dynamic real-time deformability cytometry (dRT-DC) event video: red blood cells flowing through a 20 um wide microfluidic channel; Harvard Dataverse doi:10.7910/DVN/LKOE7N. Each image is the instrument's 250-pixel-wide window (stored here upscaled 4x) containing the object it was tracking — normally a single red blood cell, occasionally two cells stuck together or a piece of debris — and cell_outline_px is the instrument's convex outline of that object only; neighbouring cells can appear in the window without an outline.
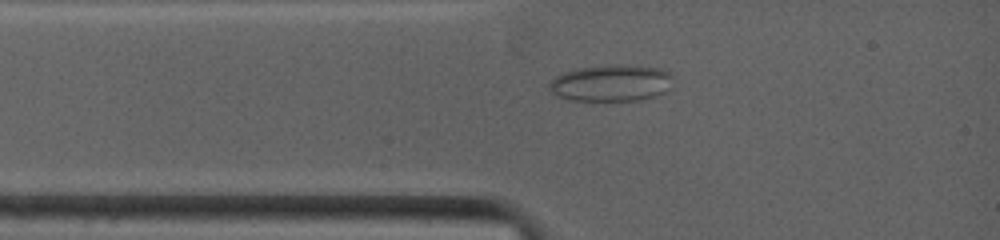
{"species": "common noctule bat (a hibernating species)", "species_latin": "Nyctalus noctula", "temperature_condition": "warm", "stored_images_in_passage": 54, "camera_frame_rate_fps": 4500, "um_per_image_px": 0.085, "animal": {"sex": "female", "body_mass_g": 19.0, "forearm_length_mm": 53.3}, "frame": {"image": 1, "passage_image": 7, "time_ms": 1.556, "image_size_px": [1000, 240], "cell_outline_px": [[672, 88], [656, 96], [636, 100], [568, 100], [552, 92], [548, 88], [548, 84], [556, 76], [564, 72], [576, 68], [612, 64], [624, 64], [664, 68], [672, 76]], "centroid_in_image_um": [51.99, 7.04], "position_along_channel_um": 33.0, "area_um2": 26.7}}
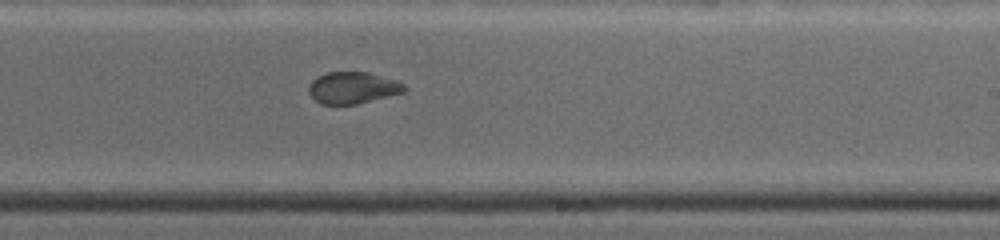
{"frame": {"image": 2, "passage_image": 29, "time_ms": 7.333, "image_size_px": [1000, 240], "cell_outline_px": [[408, 88], [404, 92], [356, 104], [320, 104], [308, 92], [308, 88], [312, 80], [316, 76], [328, 72], [368, 72], [396, 80], [404, 84]], "centroid_in_image_um": [29.98, 7.45], "position_along_channel_um": 259.0, "area_um2": 17.63}}
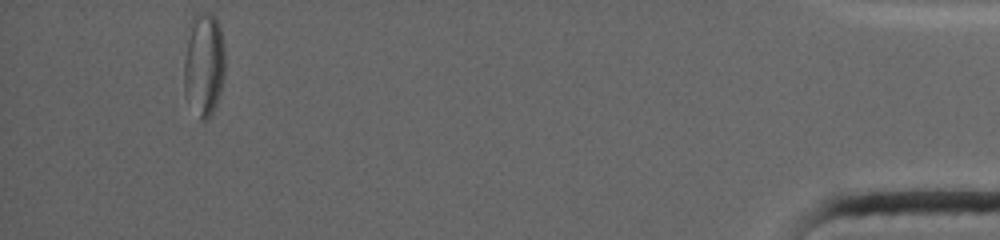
{"frame": {"image": 3, "passage_image": 54, "time_ms": 14.0, "image_size_px": [1000, 240], "cell_outline_px": [[224, 76], [220, 92], [216, 104], [208, 120], [200, 120], [184, 92], [184, 60], [188, 24], [196, 12], [212, 12], [220, 28], [224, 48]], "centroid_in_image_um": [17.31, 5.42], "position_along_channel_um": 417.9, "area_um2": 25.03}, "authors_computed_cell_mechanics": {"area_um2": 20.1433, "velocity_mm_per_s": 3.9611, "shape_relaxation_time_tau1_ms": null, "shape_relaxation_time_tau2_ms": 1.1159, "deformation_change_tau1": null, "deformation_change_tau2": 0.0551}}